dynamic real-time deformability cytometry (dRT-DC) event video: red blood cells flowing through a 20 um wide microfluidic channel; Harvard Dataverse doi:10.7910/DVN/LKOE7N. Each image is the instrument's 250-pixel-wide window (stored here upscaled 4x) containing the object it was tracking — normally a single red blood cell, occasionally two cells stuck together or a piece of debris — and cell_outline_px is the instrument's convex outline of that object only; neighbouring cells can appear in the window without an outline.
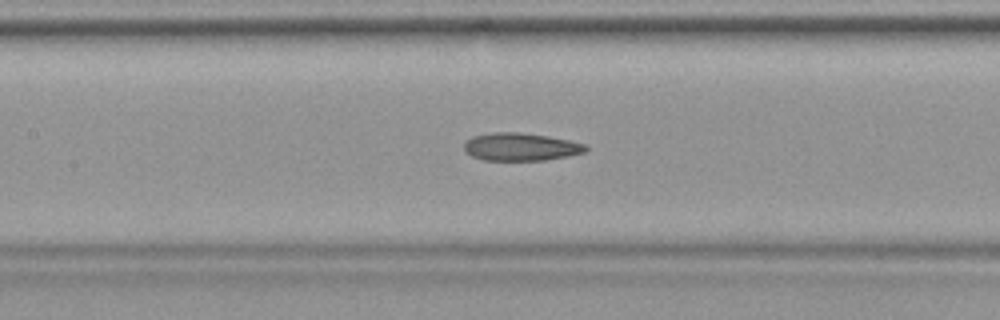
{"species": "common noctule bat (a hibernating species)", "species_latin": "Nyctalus noctula", "temperature_condition": "warm", "stored_images_in_passage": 42, "camera_frame_rate_fps": 3000, "um_per_image_px": 0.085, "animal": {"sex": "female", "body_mass_g": 19.9}, "frame": {"image": 1, "passage_image": 19, "time_ms": 6.0, "image_size_px": [1000, 320], "cell_outline_px": [[588, 148], [584, 152], [568, 156], [548, 160], [484, 160], [472, 156], [464, 152], [464, 140], [472, 136], [492, 132], [520, 132], [548, 136], [588, 144]], "centroid_in_image_um": [44.24, 12.47], "position_along_channel_um": 163.2, "area_um2": 19.94}}